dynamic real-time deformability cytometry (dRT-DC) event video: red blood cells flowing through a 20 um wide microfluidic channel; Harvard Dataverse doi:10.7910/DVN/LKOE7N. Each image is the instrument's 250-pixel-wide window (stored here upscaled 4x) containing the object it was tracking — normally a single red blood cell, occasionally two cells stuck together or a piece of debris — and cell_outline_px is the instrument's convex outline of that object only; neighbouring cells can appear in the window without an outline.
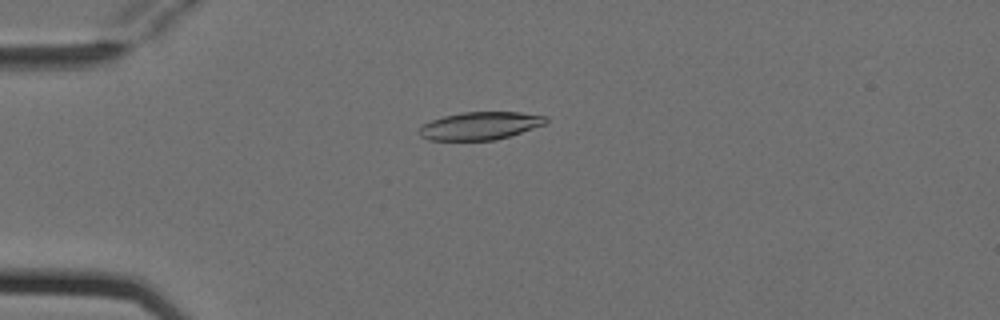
{"species": "Egyptian fruit bat (a non-hibernating species)", "species_latin": "Rousettus aegyptiacus", "temperature_condition": "cold", "stored_images_in_passage": 6, "camera_frame_rate_fps": 3000, "um_per_image_px": 0.085, "animal": {"sex": "female"}, "frame": {"image": 1, "passage_image": 4, "time_ms": 1.0, "image_size_px": [1000, 320], "cell_outline_px": [[548, 120], [544, 124], [496, 140], [428, 140], [420, 136], [420, 128], [424, 124], [432, 120], [444, 116], [464, 112], [520, 112], [548, 116]], "centroid_in_image_um": [40.81, 10.69], "position_along_channel_um": 44.2, "area_um2": 20.29}}
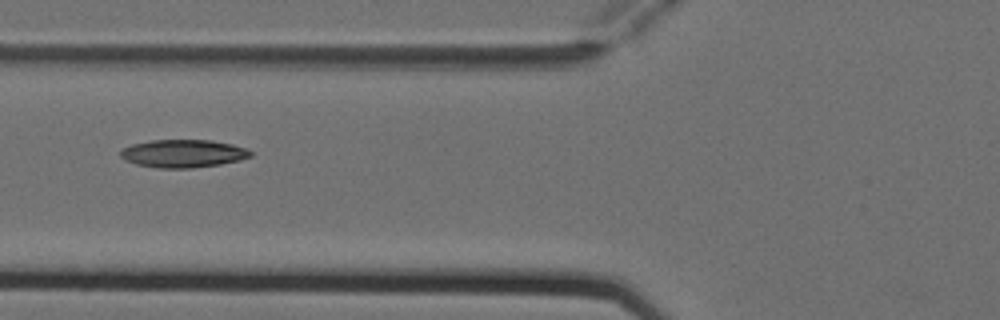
{"frame": {"image": 2, "passage_image": 6, "time_ms": 1.667, "image_size_px": [1000, 320], "cell_outline_px": [[252, 156], [240, 160], [220, 164], [192, 168], [156, 168], [136, 164], [124, 160], [120, 156], [120, 152], [124, 148], [132, 144], [152, 140], [212, 140], [232, 144], [248, 148], [252, 152]], "centroid_in_image_um": [15.58, 13.05], "position_along_channel_um": 110.2, "area_um2": 21.27}}